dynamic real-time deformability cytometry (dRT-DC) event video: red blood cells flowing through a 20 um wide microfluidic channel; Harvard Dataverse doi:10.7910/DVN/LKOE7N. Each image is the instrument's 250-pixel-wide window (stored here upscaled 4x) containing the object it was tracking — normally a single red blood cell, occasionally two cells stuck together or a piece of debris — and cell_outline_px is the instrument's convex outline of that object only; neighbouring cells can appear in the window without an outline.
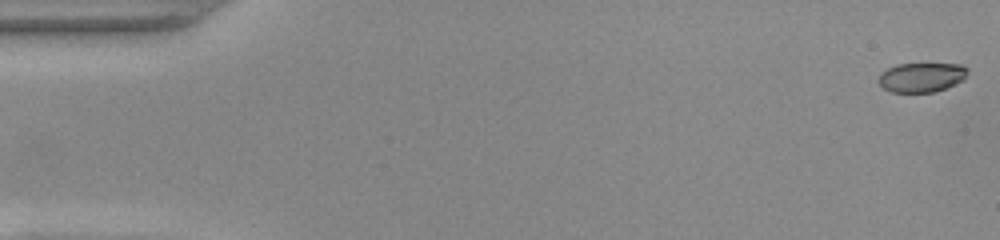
{"species": "common noctule bat (a hibernating species)", "species_latin": "Nyctalus noctula", "temperature_condition": "warm", "stored_images_in_passage": 52, "camera_frame_rate_fps": 3000, "um_per_image_px": 0.085, "animal": {"sex": "female", "body_mass_g": 22.0, "forearm_length_mm": 56.7}, "frame": {"image": 1, "passage_image": 1, "time_ms": 0.0, "image_size_px": [1000, 240], "cell_outline_px": [[968, 72], [964, 80], [956, 84], [932, 92], [892, 92], [884, 88], [880, 84], [880, 72], [896, 64], [960, 64], [968, 68]], "centroid_in_image_um": [78.36, 6.56], "position_along_channel_um": 6.6, "area_um2": 15.2}}
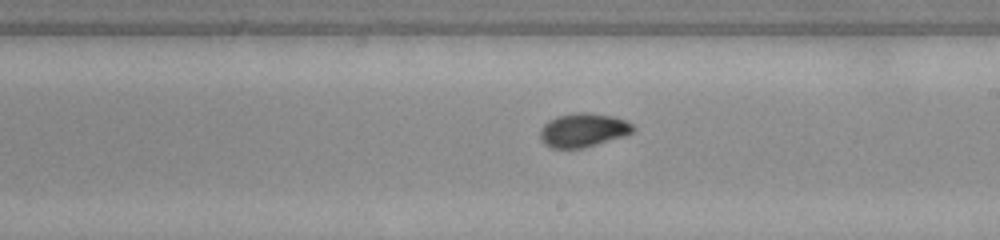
{"frame": {"image": 2, "passage_image": 30, "time_ms": 9.667, "image_size_px": [1000, 240], "cell_outline_px": [[636, 128], [632, 132], [624, 136], [584, 148], [552, 148], [544, 144], [540, 140], [540, 132], [544, 124], [548, 120], [560, 116], [576, 112], [584, 112], [612, 116], [624, 120], [632, 124]], "centroid_in_image_um": [49.56, 11.07], "position_along_channel_um": 239.4, "area_um2": 18.21}}
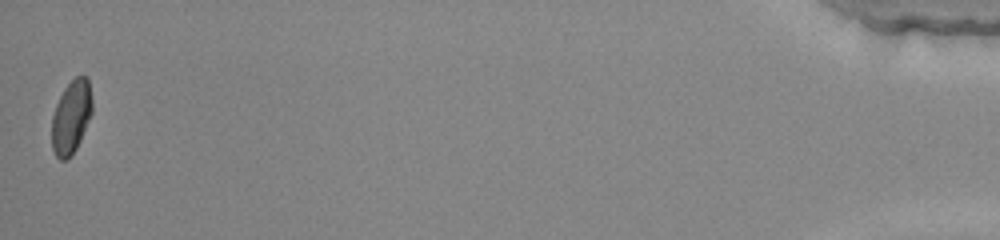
{"frame": {"image": 3, "passage_image": 52, "time_ms": 17.0, "image_size_px": [1000, 240], "cell_outline_px": [[92, 112], [80, 140], [76, 148], [64, 160], [60, 160], [56, 156], [52, 148], [52, 116], [56, 104], [64, 88], [76, 76], [84, 76], [88, 80], [92, 100]], "centroid_in_image_um": [6.04, 9.93], "position_along_channel_um": 429.2, "area_um2": 16.94}, "authors_computed_cell_mechanics": {"area_um2": 17.6001, "velocity_mm_per_s": 3.9348, "shape_relaxation_time_tau1_ms": 5.5098, "shape_relaxation_time_tau2_ms": 1.1892, "deformation_change_tau1": 0.1711, "deformation_change_tau2": 0.0375}}